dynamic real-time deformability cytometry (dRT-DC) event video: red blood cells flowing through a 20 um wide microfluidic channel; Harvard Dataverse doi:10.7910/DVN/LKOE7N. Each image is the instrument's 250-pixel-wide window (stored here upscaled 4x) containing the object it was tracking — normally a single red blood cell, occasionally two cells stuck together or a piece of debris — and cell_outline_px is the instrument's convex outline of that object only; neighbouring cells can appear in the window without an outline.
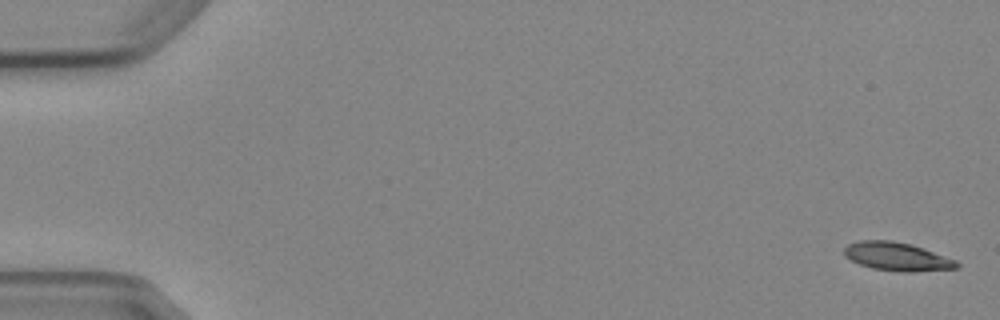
{"species": "Egyptian fruit bat (a non-hibernating species)", "species_latin": "Rousettus aegyptiacus", "temperature_condition": "cold", "stored_images_in_passage": 10, "camera_frame_rate_fps": 3000, "um_per_image_px": 0.085, "animal": {"sex": "female"}, "frame": {"image": 1, "passage_image": 1, "time_ms": 0.0, "image_size_px": [1000, 320], "cell_outline_px": [[960, 268], [912, 272], [900, 272], [872, 268], [860, 264], [844, 256], [844, 248], [848, 244], [860, 240], [892, 240], [912, 244], [924, 248], [956, 260], [960, 264]], "centroid_in_image_um": [76.27, 21.81], "position_along_channel_um": 8.7, "area_um2": 18.79}}
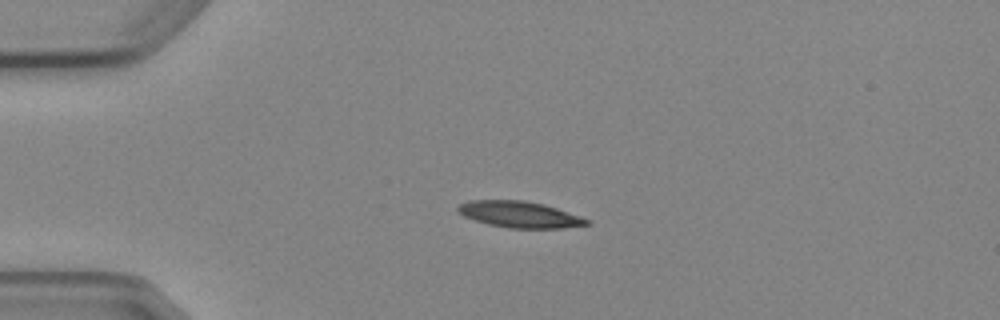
{"frame": {"image": 2, "passage_image": 4, "time_ms": 4.0, "image_size_px": [1000, 320], "cell_outline_px": [[592, 224], [560, 228], [508, 228], [488, 224], [464, 216], [456, 212], [456, 208], [460, 204], [468, 200], [524, 200], [544, 204], [580, 216], [588, 220]], "centroid_in_image_um": [44.13, 18.22], "position_along_channel_um": 40.9, "area_um2": 19.71}}
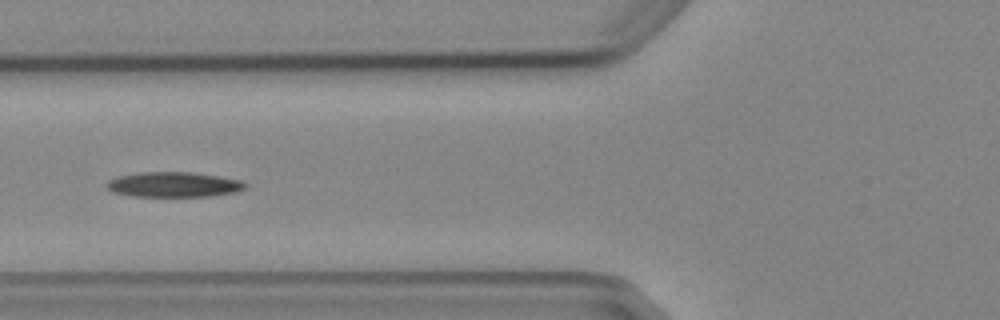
{"frame": {"image": 3, "passage_image": 6, "time_ms": 6.667, "image_size_px": [1000, 320], "cell_outline_px": [[248, 184], [244, 188], [236, 192], [212, 196], [136, 196], [116, 192], [108, 188], [108, 180], [116, 176], [140, 172], [192, 172], [220, 176], [240, 180]], "centroid_in_image_um": [14.81, 15.67], "position_along_channel_um": 111.0, "area_um2": 20.11}}